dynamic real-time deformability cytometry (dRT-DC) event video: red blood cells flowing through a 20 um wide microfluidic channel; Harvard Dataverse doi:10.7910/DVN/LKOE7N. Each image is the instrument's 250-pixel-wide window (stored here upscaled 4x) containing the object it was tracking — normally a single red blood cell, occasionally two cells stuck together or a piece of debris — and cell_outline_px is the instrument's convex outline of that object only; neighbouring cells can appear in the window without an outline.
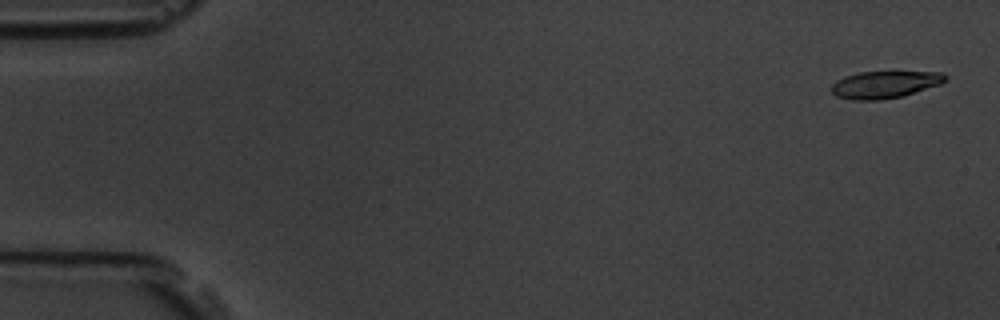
{"species": "common noctule bat (a hibernating species)", "species_latin": "Nyctalus noctula", "temperature_condition": "room temperature", "stored_images_in_passage": 5, "camera_frame_rate_fps": 3000, "um_per_image_px": 0.085, "animal": {"sex": "male", "body_mass_g": 19.5, "forearm_length_mm": 54.6}, "frame": {"image": 1, "passage_image": 1, "time_ms": 0.0, "image_size_px": [1000, 320], "cell_outline_px": [[948, 80], [940, 84], [904, 96], [880, 100], [852, 100], [836, 96], [832, 92], [832, 84], [836, 80], [844, 76], [860, 72], [944, 72], [948, 76]], "centroid_in_image_um": [75.23, 7.19], "position_along_channel_um": 9.8, "area_um2": 18.15}}
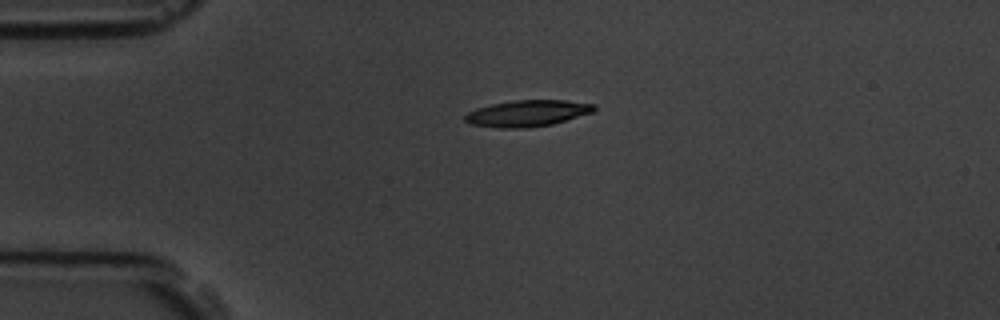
{"frame": {"image": 2, "passage_image": 4, "time_ms": 3.667, "image_size_px": [1000, 320], "cell_outline_px": [[596, 108], [592, 112], [552, 124], [524, 128], [500, 128], [472, 124], [464, 120], [464, 116], [468, 112], [476, 108], [492, 104], [512, 100], [564, 100], [596, 104]], "centroid_in_image_um": [44.82, 9.62], "position_along_channel_um": 40.2, "area_um2": 19.71}}